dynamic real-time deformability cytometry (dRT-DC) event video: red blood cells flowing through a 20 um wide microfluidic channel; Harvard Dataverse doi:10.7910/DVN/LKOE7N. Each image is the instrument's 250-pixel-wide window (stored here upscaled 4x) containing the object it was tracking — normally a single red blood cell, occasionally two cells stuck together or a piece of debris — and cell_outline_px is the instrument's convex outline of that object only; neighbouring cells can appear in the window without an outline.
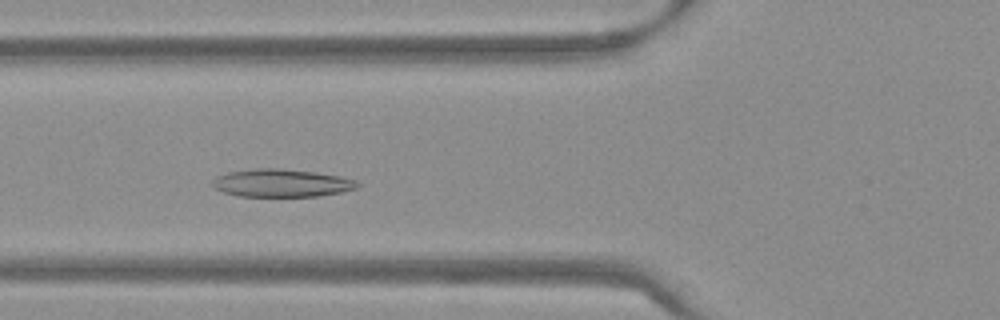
{"species": "Egyptian fruit bat (a non-hibernating species)", "species_latin": "Rousettus aegyptiacus", "temperature_condition": "warm", "stored_images_in_passage": 49, "camera_frame_rate_fps": 3000, "um_per_image_px": 0.085, "frame": {"image": 1, "passage_image": 15, "time_ms": 4.667, "image_size_px": [1000, 320], "cell_outline_px": [[360, 188], [320, 196], [240, 196], [224, 192], [212, 188], [212, 180], [216, 176], [228, 172], [256, 168], [280, 168], [316, 172], [340, 176], [356, 180], [360, 184]], "centroid_in_image_um": [23.94, 15.55], "position_along_channel_um": 101.9, "area_um2": 23.7}}
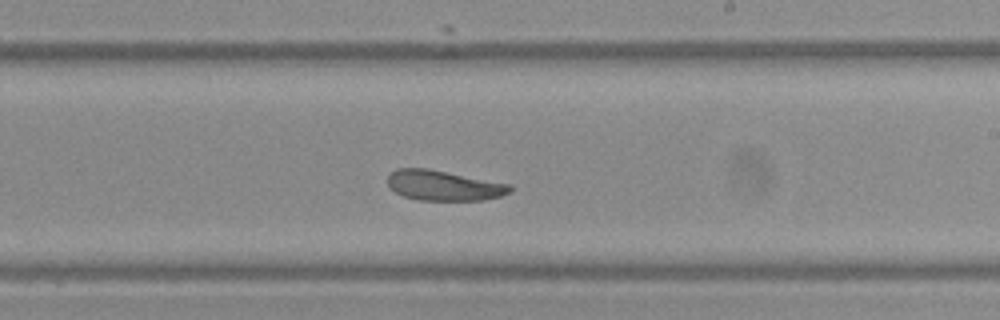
{"frame": {"image": 2, "passage_image": 27, "time_ms": 8.667, "image_size_px": [1000, 320], "cell_outline_px": [[512, 192], [500, 196], [484, 200], [416, 200], [404, 196], [388, 188], [388, 172], [396, 168], [428, 168], [512, 184]], "centroid_in_image_um": [37.71, 15.76], "position_along_channel_um": 251.3, "area_um2": 21.85}}
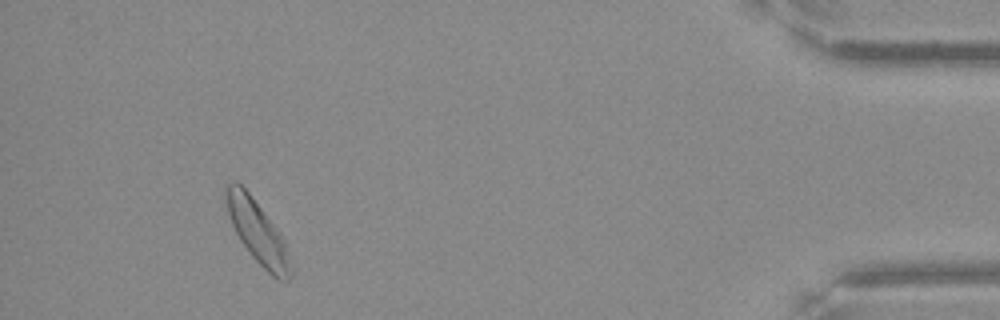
{"frame": {"image": 3, "passage_image": 45, "time_ms": 14.667, "image_size_px": [1000, 320], "cell_outline_px": [[292, 272], [288, 280], [280, 280], [272, 276], [252, 256], [240, 240], [232, 224], [224, 204], [224, 184], [232, 180], [236, 180], [248, 192], [276, 228], [284, 240], [288, 252], [292, 268]], "centroid_in_image_um": [21.84, 19.67], "position_along_channel_um": 413.4, "area_um2": 23.47}, "authors_computed_cell_mechanics": {"area_um2": 22.8888, "velocity_mm_per_s": 3.7405, "shape_relaxation_time_tau1_ms": 3.7418, "shape_relaxation_time_tau2_ms": 5.7318, "deformation_change_tau1": 0.0872, "deformation_change_tau2": 0.102}}